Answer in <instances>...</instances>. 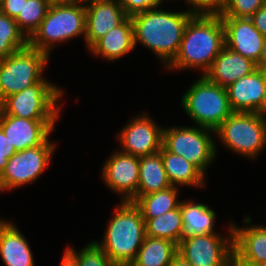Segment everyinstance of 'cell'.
Returning a JSON list of instances; mask_svg holds the SVG:
<instances>
[{"instance_id": "obj_1", "label": "cell", "mask_w": 266, "mask_h": 266, "mask_svg": "<svg viewBox=\"0 0 266 266\" xmlns=\"http://www.w3.org/2000/svg\"><path fill=\"white\" fill-rule=\"evenodd\" d=\"M148 9L131 17L135 47L138 43L151 50L167 67L178 54L188 21L194 16L189 10L170 12Z\"/></svg>"}, {"instance_id": "obj_2", "label": "cell", "mask_w": 266, "mask_h": 266, "mask_svg": "<svg viewBox=\"0 0 266 266\" xmlns=\"http://www.w3.org/2000/svg\"><path fill=\"white\" fill-rule=\"evenodd\" d=\"M224 47L225 31L220 15H194L185 28L178 54L165 69H200L204 75Z\"/></svg>"}, {"instance_id": "obj_3", "label": "cell", "mask_w": 266, "mask_h": 266, "mask_svg": "<svg viewBox=\"0 0 266 266\" xmlns=\"http://www.w3.org/2000/svg\"><path fill=\"white\" fill-rule=\"evenodd\" d=\"M109 219L101 241H94L116 266H130L146 237L140 209L131 201H121Z\"/></svg>"}, {"instance_id": "obj_4", "label": "cell", "mask_w": 266, "mask_h": 266, "mask_svg": "<svg viewBox=\"0 0 266 266\" xmlns=\"http://www.w3.org/2000/svg\"><path fill=\"white\" fill-rule=\"evenodd\" d=\"M85 1L73 5L51 6L39 27L28 38V46L49 57L56 45L82 37L85 40Z\"/></svg>"}, {"instance_id": "obj_5", "label": "cell", "mask_w": 266, "mask_h": 266, "mask_svg": "<svg viewBox=\"0 0 266 266\" xmlns=\"http://www.w3.org/2000/svg\"><path fill=\"white\" fill-rule=\"evenodd\" d=\"M185 114L195 125L215 131L233 111L226 88L202 75L181 98Z\"/></svg>"}, {"instance_id": "obj_6", "label": "cell", "mask_w": 266, "mask_h": 266, "mask_svg": "<svg viewBox=\"0 0 266 266\" xmlns=\"http://www.w3.org/2000/svg\"><path fill=\"white\" fill-rule=\"evenodd\" d=\"M63 95L62 88L43 78L35 85L4 98L0 110L6 115L29 120H58L62 107L59 101Z\"/></svg>"}, {"instance_id": "obj_7", "label": "cell", "mask_w": 266, "mask_h": 266, "mask_svg": "<svg viewBox=\"0 0 266 266\" xmlns=\"http://www.w3.org/2000/svg\"><path fill=\"white\" fill-rule=\"evenodd\" d=\"M215 134L226 148L255 159L266 146V119L256 112H233Z\"/></svg>"}, {"instance_id": "obj_8", "label": "cell", "mask_w": 266, "mask_h": 266, "mask_svg": "<svg viewBox=\"0 0 266 266\" xmlns=\"http://www.w3.org/2000/svg\"><path fill=\"white\" fill-rule=\"evenodd\" d=\"M215 131L200 126L164 127L162 146L176 155L184 157L204 175L217 157Z\"/></svg>"}, {"instance_id": "obj_9", "label": "cell", "mask_w": 266, "mask_h": 266, "mask_svg": "<svg viewBox=\"0 0 266 266\" xmlns=\"http://www.w3.org/2000/svg\"><path fill=\"white\" fill-rule=\"evenodd\" d=\"M50 57L29 46L0 60V102L40 82Z\"/></svg>"}, {"instance_id": "obj_10", "label": "cell", "mask_w": 266, "mask_h": 266, "mask_svg": "<svg viewBox=\"0 0 266 266\" xmlns=\"http://www.w3.org/2000/svg\"><path fill=\"white\" fill-rule=\"evenodd\" d=\"M56 143L50 137L42 144L16 152L0 177V193L34 183L49 166Z\"/></svg>"}, {"instance_id": "obj_11", "label": "cell", "mask_w": 266, "mask_h": 266, "mask_svg": "<svg viewBox=\"0 0 266 266\" xmlns=\"http://www.w3.org/2000/svg\"><path fill=\"white\" fill-rule=\"evenodd\" d=\"M229 226V236L220 233L184 235L177 254L192 266H229L233 252L232 221Z\"/></svg>"}, {"instance_id": "obj_12", "label": "cell", "mask_w": 266, "mask_h": 266, "mask_svg": "<svg viewBox=\"0 0 266 266\" xmlns=\"http://www.w3.org/2000/svg\"><path fill=\"white\" fill-rule=\"evenodd\" d=\"M143 113L134 116L116 136L119 151L137 157L153 155L160 152L163 141V127Z\"/></svg>"}, {"instance_id": "obj_13", "label": "cell", "mask_w": 266, "mask_h": 266, "mask_svg": "<svg viewBox=\"0 0 266 266\" xmlns=\"http://www.w3.org/2000/svg\"><path fill=\"white\" fill-rule=\"evenodd\" d=\"M102 180L108 189L121 195V201H131L138 192L139 157L115 150L105 160Z\"/></svg>"}, {"instance_id": "obj_14", "label": "cell", "mask_w": 266, "mask_h": 266, "mask_svg": "<svg viewBox=\"0 0 266 266\" xmlns=\"http://www.w3.org/2000/svg\"><path fill=\"white\" fill-rule=\"evenodd\" d=\"M57 120H29L0 110V128L17 152L42 145L56 129Z\"/></svg>"}, {"instance_id": "obj_15", "label": "cell", "mask_w": 266, "mask_h": 266, "mask_svg": "<svg viewBox=\"0 0 266 266\" xmlns=\"http://www.w3.org/2000/svg\"><path fill=\"white\" fill-rule=\"evenodd\" d=\"M85 7V46L87 50L128 17L119 0H85Z\"/></svg>"}, {"instance_id": "obj_16", "label": "cell", "mask_w": 266, "mask_h": 266, "mask_svg": "<svg viewBox=\"0 0 266 266\" xmlns=\"http://www.w3.org/2000/svg\"><path fill=\"white\" fill-rule=\"evenodd\" d=\"M225 31V46L256 64L262 52L264 36L249 18L221 17Z\"/></svg>"}, {"instance_id": "obj_17", "label": "cell", "mask_w": 266, "mask_h": 266, "mask_svg": "<svg viewBox=\"0 0 266 266\" xmlns=\"http://www.w3.org/2000/svg\"><path fill=\"white\" fill-rule=\"evenodd\" d=\"M266 85V71L257 68L250 75L226 87L233 112H256L261 104Z\"/></svg>"}, {"instance_id": "obj_18", "label": "cell", "mask_w": 266, "mask_h": 266, "mask_svg": "<svg viewBox=\"0 0 266 266\" xmlns=\"http://www.w3.org/2000/svg\"><path fill=\"white\" fill-rule=\"evenodd\" d=\"M251 221V217L246 216L242 228L232 222L233 250L249 262L264 264L266 263V226L251 224Z\"/></svg>"}, {"instance_id": "obj_19", "label": "cell", "mask_w": 266, "mask_h": 266, "mask_svg": "<svg viewBox=\"0 0 266 266\" xmlns=\"http://www.w3.org/2000/svg\"><path fill=\"white\" fill-rule=\"evenodd\" d=\"M256 69V63L251 59L225 46L204 75L211 82L226 88L238 79L250 75Z\"/></svg>"}, {"instance_id": "obj_20", "label": "cell", "mask_w": 266, "mask_h": 266, "mask_svg": "<svg viewBox=\"0 0 266 266\" xmlns=\"http://www.w3.org/2000/svg\"><path fill=\"white\" fill-rule=\"evenodd\" d=\"M135 48L134 29L131 17H127L120 25L107 32L97 40L88 51L107 61H117Z\"/></svg>"}, {"instance_id": "obj_21", "label": "cell", "mask_w": 266, "mask_h": 266, "mask_svg": "<svg viewBox=\"0 0 266 266\" xmlns=\"http://www.w3.org/2000/svg\"><path fill=\"white\" fill-rule=\"evenodd\" d=\"M12 222L0 219V257L5 266H35L31 247Z\"/></svg>"}, {"instance_id": "obj_22", "label": "cell", "mask_w": 266, "mask_h": 266, "mask_svg": "<svg viewBox=\"0 0 266 266\" xmlns=\"http://www.w3.org/2000/svg\"><path fill=\"white\" fill-rule=\"evenodd\" d=\"M159 153L171 186L183 185L195 188L205 186V175L191 162L180 155L168 152L163 146Z\"/></svg>"}, {"instance_id": "obj_23", "label": "cell", "mask_w": 266, "mask_h": 266, "mask_svg": "<svg viewBox=\"0 0 266 266\" xmlns=\"http://www.w3.org/2000/svg\"><path fill=\"white\" fill-rule=\"evenodd\" d=\"M171 187L158 152L153 155L139 157V183L137 195L131 200L135 202L140 196L162 191Z\"/></svg>"}, {"instance_id": "obj_24", "label": "cell", "mask_w": 266, "mask_h": 266, "mask_svg": "<svg viewBox=\"0 0 266 266\" xmlns=\"http://www.w3.org/2000/svg\"><path fill=\"white\" fill-rule=\"evenodd\" d=\"M181 214L185 235L217 233L214 229L217 214L206 204L181 200Z\"/></svg>"}, {"instance_id": "obj_25", "label": "cell", "mask_w": 266, "mask_h": 266, "mask_svg": "<svg viewBox=\"0 0 266 266\" xmlns=\"http://www.w3.org/2000/svg\"><path fill=\"white\" fill-rule=\"evenodd\" d=\"M177 250L173 241L146 236L130 266H169Z\"/></svg>"}, {"instance_id": "obj_26", "label": "cell", "mask_w": 266, "mask_h": 266, "mask_svg": "<svg viewBox=\"0 0 266 266\" xmlns=\"http://www.w3.org/2000/svg\"><path fill=\"white\" fill-rule=\"evenodd\" d=\"M146 236L163 238L173 241L177 245L184 237L183 219L180 205L156 218H143Z\"/></svg>"}, {"instance_id": "obj_27", "label": "cell", "mask_w": 266, "mask_h": 266, "mask_svg": "<svg viewBox=\"0 0 266 266\" xmlns=\"http://www.w3.org/2000/svg\"><path fill=\"white\" fill-rule=\"evenodd\" d=\"M177 189L179 187L171 186L162 191L140 196L134 204L140 209L142 218H156L180 205Z\"/></svg>"}, {"instance_id": "obj_28", "label": "cell", "mask_w": 266, "mask_h": 266, "mask_svg": "<svg viewBox=\"0 0 266 266\" xmlns=\"http://www.w3.org/2000/svg\"><path fill=\"white\" fill-rule=\"evenodd\" d=\"M28 46V38L15 19L0 12V60Z\"/></svg>"}, {"instance_id": "obj_29", "label": "cell", "mask_w": 266, "mask_h": 266, "mask_svg": "<svg viewBox=\"0 0 266 266\" xmlns=\"http://www.w3.org/2000/svg\"><path fill=\"white\" fill-rule=\"evenodd\" d=\"M49 7L46 0H27L24 2V7L15 21L27 38L39 27L46 17Z\"/></svg>"}, {"instance_id": "obj_30", "label": "cell", "mask_w": 266, "mask_h": 266, "mask_svg": "<svg viewBox=\"0 0 266 266\" xmlns=\"http://www.w3.org/2000/svg\"><path fill=\"white\" fill-rule=\"evenodd\" d=\"M66 250L75 258L78 266H116L94 240L80 251L70 246Z\"/></svg>"}, {"instance_id": "obj_31", "label": "cell", "mask_w": 266, "mask_h": 266, "mask_svg": "<svg viewBox=\"0 0 266 266\" xmlns=\"http://www.w3.org/2000/svg\"><path fill=\"white\" fill-rule=\"evenodd\" d=\"M266 4V0H227L220 17L249 18Z\"/></svg>"}, {"instance_id": "obj_32", "label": "cell", "mask_w": 266, "mask_h": 266, "mask_svg": "<svg viewBox=\"0 0 266 266\" xmlns=\"http://www.w3.org/2000/svg\"><path fill=\"white\" fill-rule=\"evenodd\" d=\"M193 15H221L227 0H186Z\"/></svg>"}, {"instance_id": "obj_33", "label": "cell", "mask_w": 266, "mask_h": 266, "mask_svg": "<svg viewBox=\"0 0 266 266\" xmlns=\"http://www.w3.org/2000/svg\"><path fill=\"white\" fill-rule=\"evenodd\" d=\"M119 2L128 17L163 4L161 0H119Z\"/></svg>"}, {"instance_id": "obj_34", "label": "cell", "mask_w": 266, "mask_h": 266, "mask_svg": "<svg viewBox=\"0 0 266 266\" xmlns=\"http://www.w3.org/2000/svg\"><path fill=\"white\" fill-rule=\"evenodd\" d=\"M27 0H0V12L16 19Z\"/></svg>"}, {"instance_id": "obj_35", "label": "cell", "mask_w": 266, "mask_h": 266, "mask_svg": "<svg viewBox=\"0 0 266 266\" xmlns=\"http://www.w3.org/2000/svg\"><path fill=\"white\" fill-rule=\"evenodd\" d=\"M249 19L260 33L266 37V4L249 17Z\"/></svg>"}, {"instance_id": "obj_36", "label": "cell", "mask_w": 266, "mask_h": 266, "mask_svg": "<svg viewBox=\"0 0 266 266\" xmlns=\"http://www.w3.org/2000/svg\"><path fill=\"white\" fill-rule=\"evenodd\" d=\"M16 152L14 145L11 144L3 130L0 128V156H5L9 159Z\"/></svg>"}, {"instance_id": "obj_37", "label": "cell", "mask_w": 266, "mask_h": 266, "mask_svg": "<svg viewBox=\"0 0 266 266\" xmlns=\"http://www.w3.org/2000/svg\"><path fill=\"white\" fill-rule=\"evenodd\" d=\"M229 266H262V264H256L249 262L241 258L234 250L232 252Z\"/></svg>"}, {"instance_id": "obj_38", "label": "cell", "mask_w": 266, "mask_h": 266, "mask_svg": "<svg viewBox=\"0 0 266 266\" xmlns=\"http://www.w3.org/2000/svg\"><path fill=\"white\" fill-rule=\"evenodd\" d=\"M59 266H78L75 258L65 249Z\"/></svg>"}, {"instance_id": "obj_39", "label": "cell", "mask_w": 266, "mask_h": 266, "mask_svg": "<svg viewBox=\"0 0 266 266\" xmlns=\"http://www.w3.org/2000/svg\"><path fill=\"white\" fill-rule=\"evenodd\" d=\"M257 68L266 71V37L264 38L262 45V52L259 58V62L256 64Z\"/></svg>"}, {"instance_id": "obj_40", "label": "cell", "mask_w": 266, "mask_h": 266, "mask_svg": "<svg viewBox=\"0 0 266 266\" xmlns=\"http://www.w3.org/2000/svg\"><path fill=\"white\" fill-rule=\"evenodd\" d=\"M49 6L73 5L85 0H46Z\"/></svg>"}, {"instance_id": "obj_41", "label": "cell", "mask_w": 266, "mask_h": 266, "mask_svg": "<svg viewBox=\"0 0 266 266\" xmlns=\"http://www.w3.org/2000/svg\"><path fill=\"white\" fill-rule=\"evenodd\" d=\"M256 113L259 116H261L263 119H266V85H265L264 94L261 100V104L258 110L256 111Z\"/></svg>"}, {"instance_id": "obj_42", "label": "cell", "mask_w": 266, "mask_h": 266, "mask_svg": "<svg viewBox=\"0 0 266 266\" xmlns=\"http://www.w3.org/2000/svg\"><path fill=\"white\" fill-rule=\"evenodd\" d=\"M169 266H192V265L177 254L173 258V260Z\"/></svg>"}, {"instance_id": "obj_43", "label": "cell", "mask_w": 266, "mask_h": 266, "mask_svg": "<svg viewBox=\"0 0 266 266\" xmlns=\"http://www.w3.org/2000/svg\"><path fill=\"white\" fill-rule=\"evenodd\" d=\"M7 163H8V159L5 156H0V177Z\"/></svg>"}]
</instances>
